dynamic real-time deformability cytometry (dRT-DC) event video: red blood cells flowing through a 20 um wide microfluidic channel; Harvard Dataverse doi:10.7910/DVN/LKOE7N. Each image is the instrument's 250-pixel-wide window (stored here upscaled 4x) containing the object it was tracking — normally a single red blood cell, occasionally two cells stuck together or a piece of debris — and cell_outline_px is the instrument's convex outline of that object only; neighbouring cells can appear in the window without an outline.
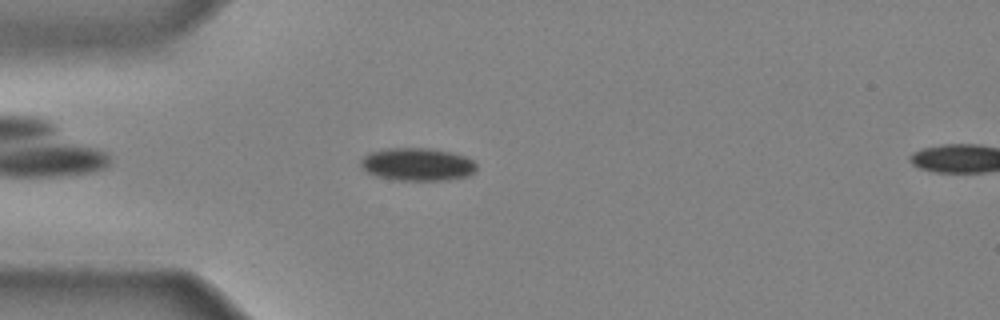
{"species": "common noctule bat (a hibernating species)", "species_latin": "Nyctalus noctula", "temperature_condition": "cold", "stored_images_in_passage": 7, "camera_frame_rate_fps": 3000, "um_per_image_px": 0.085, "animal": {"sex": "male", "body_mass_g": 20.4}, "frame": {"image": 1, "passage_image": 5, "time_ms": 1.333, "image_size_px": [1000, 320], "cell_outline_px": [[476, 172], [468, 176], [448, 180], [396, 180], [376, 176], [368, 172], [360, 164], [360, 160], [368, 152], [388, 148], [428, 148], [452, 152], [476, 160]], "centroid_in_image_um": [35.51, 13.97], "position_along_channel_um": 49.5, "area_um2": 22.37}}